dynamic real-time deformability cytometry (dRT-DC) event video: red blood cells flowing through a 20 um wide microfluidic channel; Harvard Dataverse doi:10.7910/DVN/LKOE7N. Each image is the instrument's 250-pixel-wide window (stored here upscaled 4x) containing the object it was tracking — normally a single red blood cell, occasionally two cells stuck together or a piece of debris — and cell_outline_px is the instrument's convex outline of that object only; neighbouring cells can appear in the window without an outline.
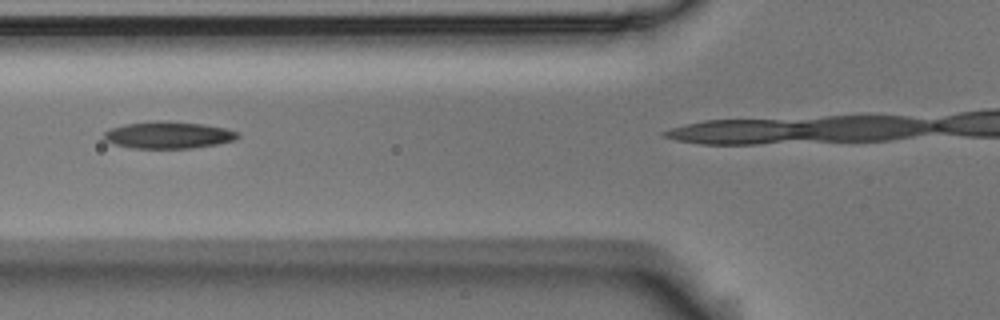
{"species": "Egyptian fruit bat (a non-hibernating species)", "species_latin": "Rousettus aegyptiacus", "temperature_condition": "room temperature", "stored_images_in_passage": 7, "camera_frame_rate_fps": 3000, "um_per_image_px": 0.085, "animal": {"sex": "male"}, "frame": {"image": 1, "passage_image": 4, "time_ms": 1.0, "image_size_px": [1000, 320], "cell_outline_px": [[240, 136], [232, 140], [216, 144], [192, 148], [132, 148], [116, 144], [104, 140], [104, 132], [112, 128], [124, 124], [160, 120], [168, 120], [204, 124], [224, 128], [236, 132]], "centroid_in_image_um": [14.28, 11.46], "position_along_channel_um": 111.5, "area_um2": 20.87}}